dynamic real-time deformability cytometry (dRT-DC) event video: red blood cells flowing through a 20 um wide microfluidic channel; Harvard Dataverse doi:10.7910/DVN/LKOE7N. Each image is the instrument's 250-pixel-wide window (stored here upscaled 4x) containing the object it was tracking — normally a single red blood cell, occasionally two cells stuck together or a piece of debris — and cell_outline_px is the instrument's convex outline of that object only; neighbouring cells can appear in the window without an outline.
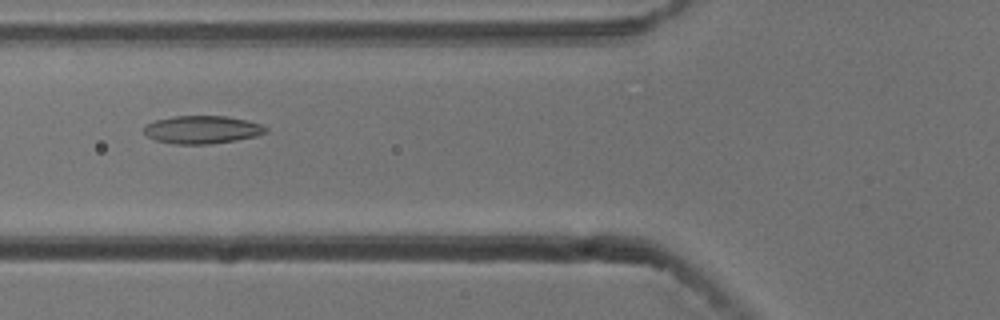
{"species": "common noctule bat (a hibernating species)", "species_latin": "Nyctalus noctula", "temperature_condition": "cold", "stored_images_in_passage": 40, "camera_frame_rate_fps": 3000, "um_per_image_px": 0.085, "animal": {"sex": "male", "body_mass_g": 13.3}, "frame": {"image": 1, "passage_image": 6, "time_ms": 1.667, "image_size_px": [1000, 320], "cell_outline_px": [[268, 132], [256, 136], [236, 140], [208, 144], [172, 144], [156, 140], [148, 136], [144, 132], [144, 124], [156, 120], [176, 116], [224, 116], [244, 120], [260, 124], [268, 128]], "centroid_in_image_um": [17.17, 11.02], "position_along_channel_um": 108.6, "area_um2": 19.71}}
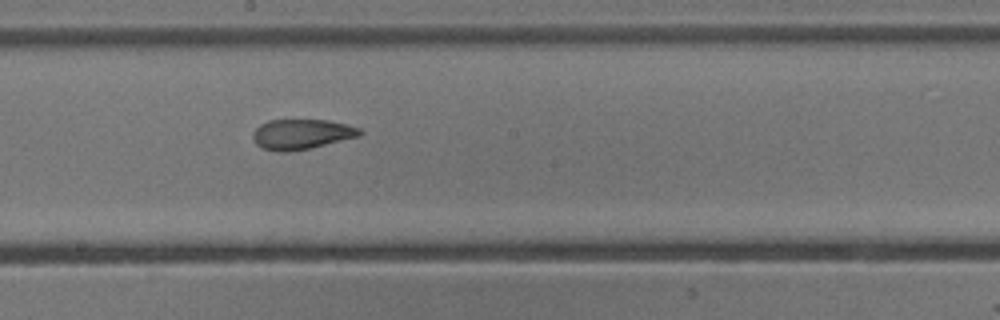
{"frame": {"image": 2, "passage_image": 15, "time_ms": 4.667, "image_size_px": [1000, 320], "cell_outline_px": [[364, 132], [360, 136], [308, 148], [288, 152], [280, 152], [264, 148], [256, 144], [252, 140], [252, 132], [260, 124], [268, 120], [328, 120], [348, 124], [360, 128]], "centroid_in_image_um": [25.63, 11.39], "position_along_channel_um": 222.6, "area_um2": 18.79}}
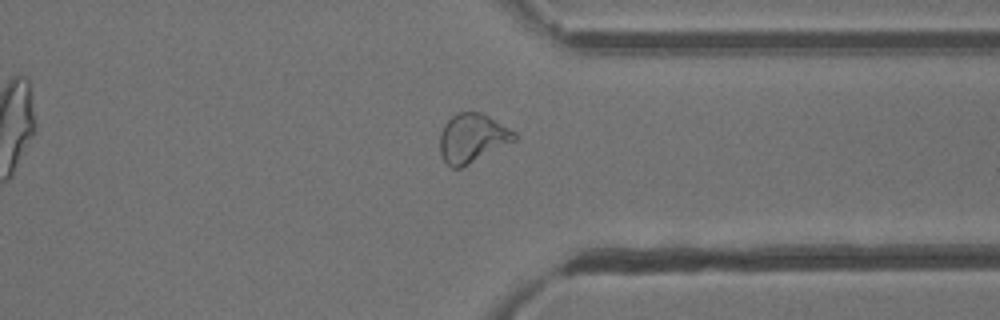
{"frame": {"image": 3, "passage_image": 27, "time_ms": 8.667, "image_size_px": [1000, 320], "cell_outline_px": [[516, 140], [460, 168], [452, 168], [444, 160], [440, 152], [440, 132], [444, 124], [456, 112], [480, 112], [488, 116], [516, 132]], "centroid_in_image_um": [40.13, 11.73], "position_along_channel_um": 371.3, "area_um2": 20.98}, "authors_computed_cell_mechanics": {"area_um2": 19.7676, "velocity_mm_per_s": 3.7781, "shape_relaxation_time_tau1_ms": null, "shape_relaxation_time_tau2_ms": 2.3055, "deformation_change_tau1": null, "deformation_change_tau2": 0.086}}